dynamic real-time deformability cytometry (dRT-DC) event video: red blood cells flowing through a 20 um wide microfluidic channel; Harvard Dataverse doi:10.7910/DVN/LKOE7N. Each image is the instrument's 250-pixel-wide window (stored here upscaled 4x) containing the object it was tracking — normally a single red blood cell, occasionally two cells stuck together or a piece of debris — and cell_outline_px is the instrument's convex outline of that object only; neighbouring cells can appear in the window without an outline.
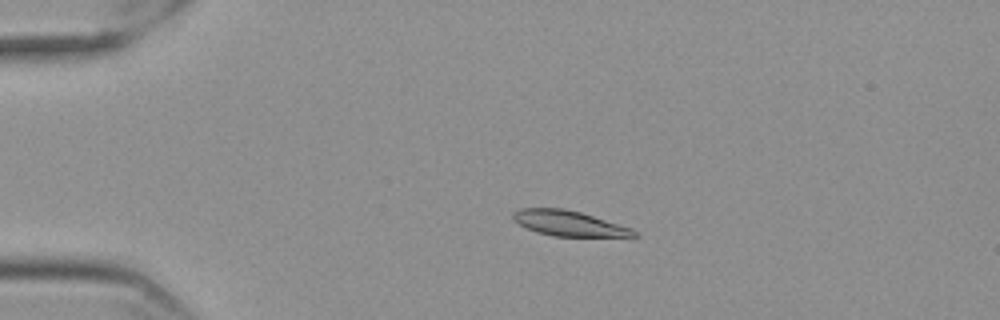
{"species": "Egyptian fruit bat (a non-hibernating species)", "species_latin": "Rousettus aegyptiacus", "temperature_condition": "cold", "stored_images_in_passage": 47, "camera_frame_rate_fps": 3000, "um_per_image_px": 0.085, "frame": {"image": 1, "passage_image": 2, "time_ms": 0.333, "image_size_px": [1000, 320], "cell_outline_px": [[640, 236], [552, 236], [536, 232], [512, 220], [512, 212], [520, 208], [564, 208], [580, 212], [632, 228], [640, 232]], "centroid_in_image_um": [48.35, 18.98], "position_along_channel_um": 36.7, "area_um2": 17.8}}
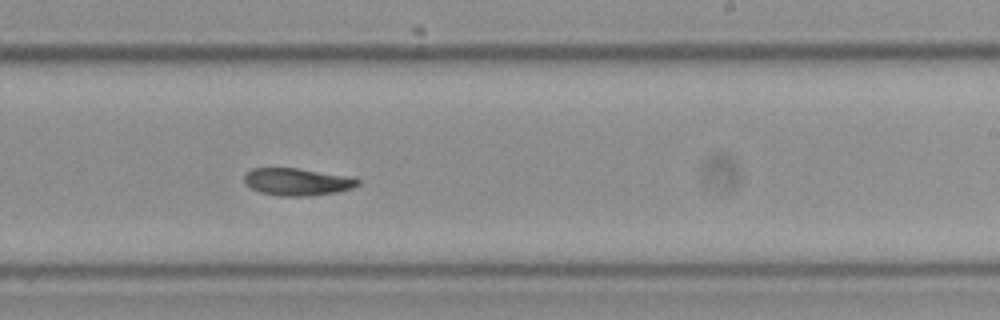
{"frame": {"image": 2, "passage_image": 25, "time_ms": 8.0, "image_size_px": [1000, 320], "cell_outline_px": [[360, 184], [352, 188], [336, 192], [312, 196], [280, 196], [260, 192], [252, 188], [244, 180], [244, 176], [252, 168], [296, 168], [344, 176], [360, 180]], "centroid_in_image_um": [25.25, 15.46], "position_along_channel_um": 263.8, "area_um2": 17.74}}
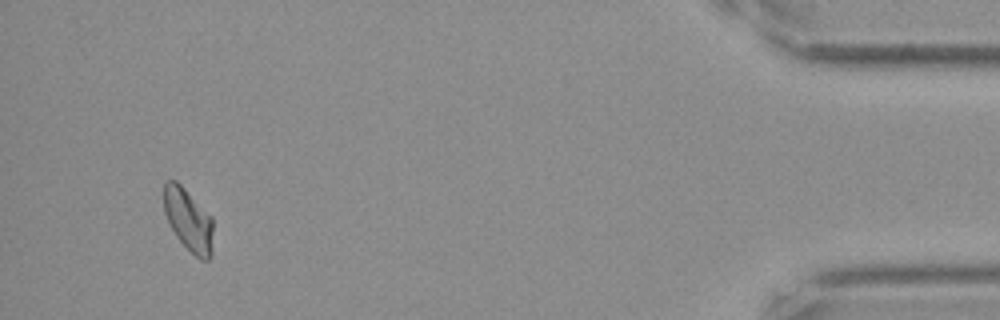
{"frame": {"image": 3, "passage_image": 44, "time_ms": 14.333, "image_size_px": [1000, 320], "cell_outline_px": [[212, 256], [208, 260], [200, 260], [176, 236], [168, 224], [164, 212], [164, 184], [168, 180], [176, 180], [212, 216]], "centroid_in_image_um": [16.01, 18.69], "position_along_channel_um": 419.2, "area_um2": 17.92}, "authors_computed_cell_mechanics": {"area_um2": 18.2648, "velocity_mm_per_s": 3.5378, "shape_relaxation_time_tau1_ms": 4.8477, "shape_relaxation_time_tau2_ms": null, "deformation_change_tau1": 0.1157, "deformation_change_tau2": null}}